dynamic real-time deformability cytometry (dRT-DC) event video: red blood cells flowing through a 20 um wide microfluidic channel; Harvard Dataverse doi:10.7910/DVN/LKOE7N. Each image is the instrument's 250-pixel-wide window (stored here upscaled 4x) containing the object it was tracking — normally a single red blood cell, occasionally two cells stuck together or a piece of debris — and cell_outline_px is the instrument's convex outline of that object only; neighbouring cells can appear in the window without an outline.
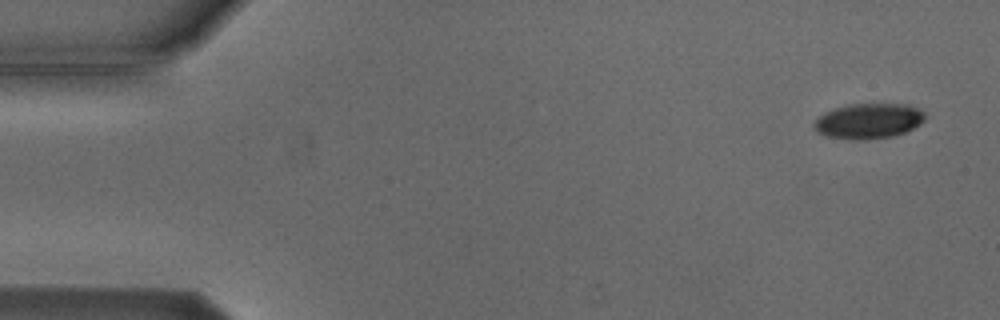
{"species": "Egyptian fruit bat (a non-hibernating species)", "species_latin": "Rousettus aegyptiacus", "temperature_condition": "cold", "stored_images_in_passage": 4, "camera_frame_rate_fps": 3000, "um_per_image_px": 0.085, "animal": {"sex": "male"}, "frame": {"image": 1, "passage_image": 1, "time_ms": 0.0, "image_size_px": [1000, 320], "cell_outline_px": [[928, 116], [920, 124], [904, 132], [892, 136], [860, 140], [852, 140], [824, 136], [816, 132], [812, 128], [812, 124], [824, 112], [848, 104], [904, 104], [920, 108]], "centroid_in_image_um": [73.81, 10.29], "position_along_channel_um": 11.2, "area_um2": 23.0}}
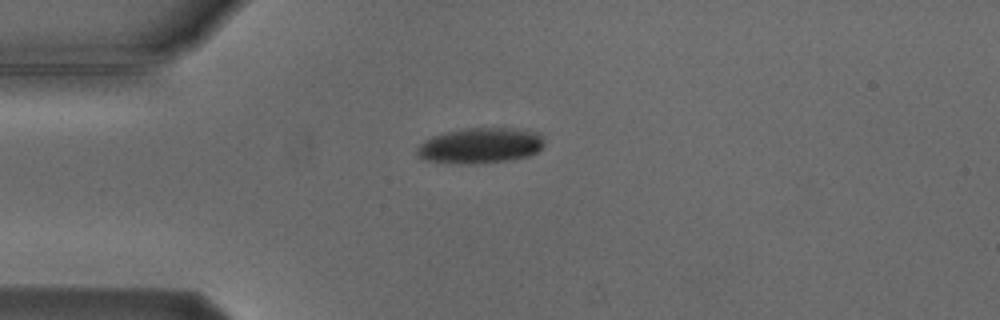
{"frame": {"image": 2, "passage_image": 4, "time_ms": 3.667, "image_size_px": [1000, 320], "cell_outline_px": [[544, 144], [536, 152], [528, 156], [508, 160], [472, 164], [460, 164], [424, 160], [416, 152], [416, 148], [420, 144], [432, 136], [448, 132], [468, 128], [512, 128], [540, 132], [544, 136]], "centroid_in_image_um": [40.85, 12.37], "position_along_channel_um": 44.1, "area_um2": 26.3}}